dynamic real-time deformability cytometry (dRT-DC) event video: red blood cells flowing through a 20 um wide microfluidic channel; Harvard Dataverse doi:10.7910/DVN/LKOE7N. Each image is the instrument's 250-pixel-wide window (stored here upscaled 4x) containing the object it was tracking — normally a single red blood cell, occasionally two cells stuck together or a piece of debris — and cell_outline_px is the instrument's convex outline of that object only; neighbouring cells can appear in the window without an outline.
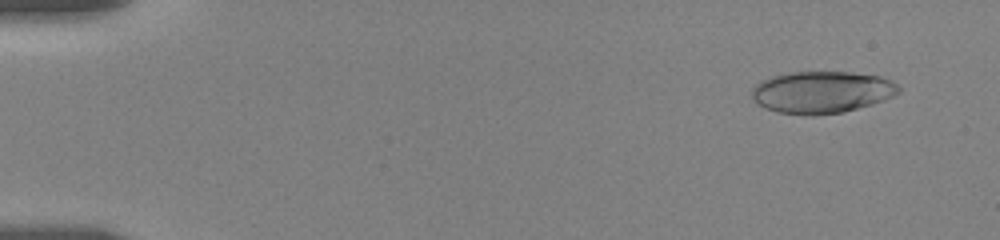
{"species": "human", "species_latin": "Homo sapiens", "temperature_condition": "room temperature", "stored_images_in_passage": 39, "camera_frame_rate_fps": 3000, "um_per_image_px": 0.085, "donor": {"sex": "female"}, "frame": {"image": 1, "passage_image": 2, "time_ms": 0.667, "image_size_px": [1000, 240], "cell_outline_px": [[900, 92], [884, 100], [872, 104], [844, 112], [812, 116], [808, 116], [776, 112], [764, 108], [756, 104], [752, 100], [752, 88], [760, 80], [772, 76], [788, 72], [852, 72], [880, 76], [892, 80], [900, 88]], "centroid_in_image_um": [69.82, 7.84], "position_along_channel_um": 15.2, "area_um2": 36.41}}
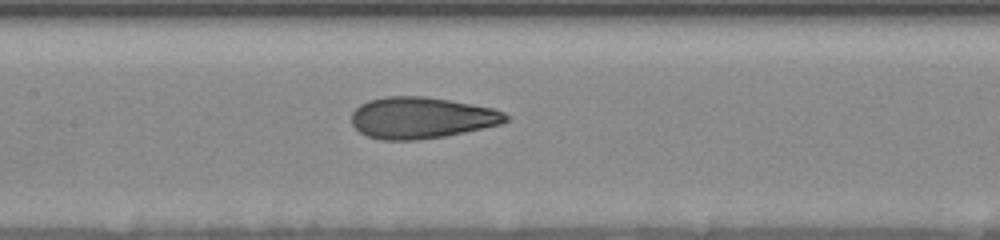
{"frame": {"image": 2, "passage_image": 20, "time_ms": 8.667, "image_size_px": [1000, 240], "cell_outline_px": [[508, 120], [500, 124], [484, 128], [444, 136], [416, 140], [380, 140], [368, 136], [360, 132], [352, 124], [352, 112], [360, 104], [368, 100], [384, 96], [424, 96], [472, 104], [492, 108], [504, 112], [508, 116]], "centroid_in_image_um": [35.8, 10.01], "position_along_channel_um": 171.6, "area_um2": 37.17}}
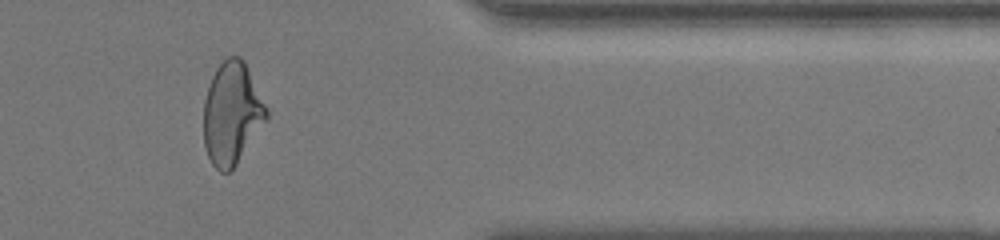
{"frame": {"image": 3, "passage_image": 32, "time_ms": 15.333, "image_size_px": [1000, 240], "cell_outline_px": [[268, 116], [236, 164], [228, 172], [220, 172], [212, 164], [208, 156], [204, 144], [204, 100], [212, 76], [216, 68], [228, 56], [240, 56], [244, 60], [268, 108]], "centroid_in_image_um": [19.7, 9.61], "position_along_channel_um": 391.7, "area_um2": 37.05}, "authors_computed_cell_mechanics": {"area_um2": 36.8186, "velocity_mm_per_s": 3.5379, "shape_relaxation_time_tau1_ms": 5.5236, "shape_relaxation_time_tau2_ms": 1.2563, "deformation_change_tau1": 0.2072, "deformation_change_tau2": 0.0746}}